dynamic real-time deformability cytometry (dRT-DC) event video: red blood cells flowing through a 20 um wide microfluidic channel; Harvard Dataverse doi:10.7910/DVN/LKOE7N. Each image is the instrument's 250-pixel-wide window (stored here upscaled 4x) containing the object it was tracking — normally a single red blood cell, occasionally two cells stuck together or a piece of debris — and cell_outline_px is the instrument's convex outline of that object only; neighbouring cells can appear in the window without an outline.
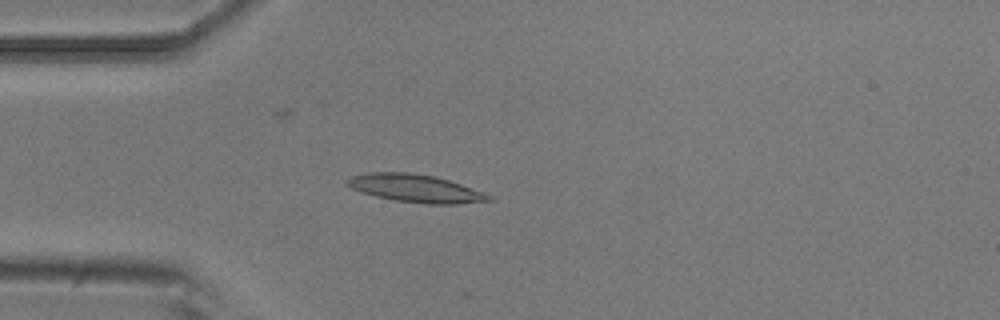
{"species": "common noctule bat (a hibernating species)", "species_latin": "Nyctalus noctula", "temperature_condition": "room temperature", "stored_images_in_passage": 5, "camera_frame_rate_fps": 3000, "um_per_image_px": 0.085, "animal": {"sex": "male", "body_mass_g": 20.5, "forearm_length_mm": 52.5}, "frame": {"image": 1, "passage_image": 4, "time_ms": 1.0, "image_size_px": [1000, 320], "cell_outline_px": [[496, 200], [456, 204], [424, 204], [396, 200], [376, 196], [352, 188], [344, 184], [344, 180], [348, 176], [368, 172], [408, 172], [436, 176], [484, 192], [492, 196]], "centroid_in_image_um": [35.31, 16.0], "position_along_channel_um": 49.7, "area_um2": 23.12}}